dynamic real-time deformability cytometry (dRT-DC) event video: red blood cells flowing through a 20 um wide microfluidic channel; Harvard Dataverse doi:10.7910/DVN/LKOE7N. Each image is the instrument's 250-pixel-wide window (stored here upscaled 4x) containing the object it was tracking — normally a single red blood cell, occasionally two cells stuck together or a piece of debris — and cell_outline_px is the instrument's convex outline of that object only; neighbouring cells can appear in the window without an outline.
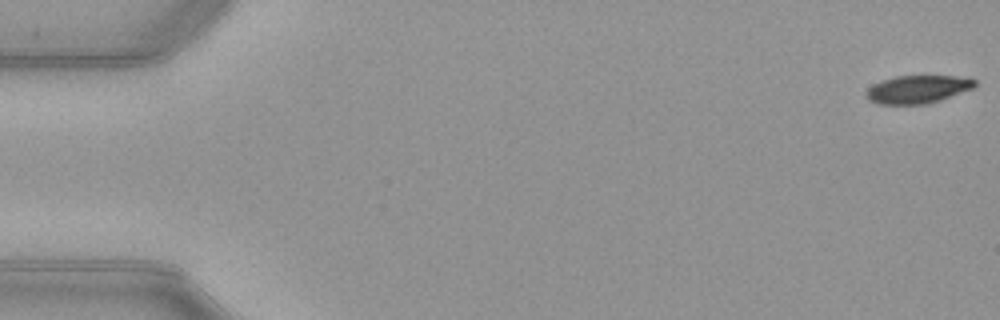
{"species": "common noctule bat (a hibernating species)", "species_latin": "Nyctalus noctula", "temperature_condition": "warm", "stored_images_in_passage": 18, "camera_frame_rate_fps": 3000, "um_per_image_px": 0.085, "animal": {"sex": "female", "body_mass_g": 21.9}, "frame": {"image": 1, "passage_image": 1, "time_ms": 0.0, "image_size_px": [1000, 320], "cell_outline_px": [[976, 84], [972, 88], [940, 100], [928, 104], [880, 104], [868, 100], [868, 88], [872, 84], [880, 80], [896, 76], [956, 76], [976, 80]], "centroid_in_image_um": [77.98, 7.58], "position_along_channel_um": 7.0, "area_um2": 17.51}}
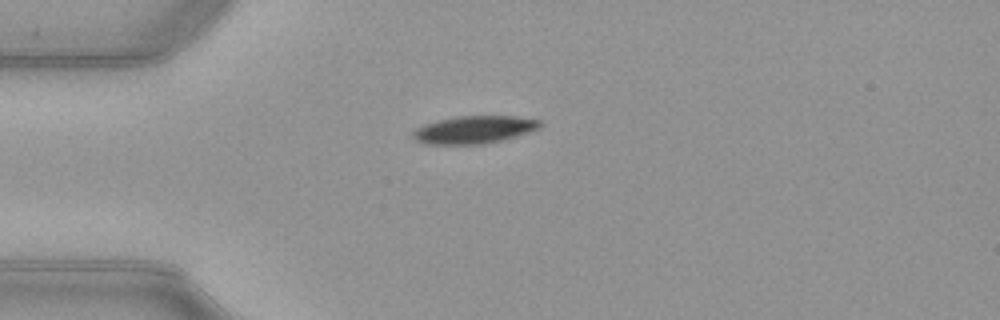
{"frame": {"image": 2, "passage_image": 14, "time_ms": 4.333, "image_size_px": [1000, 320], "cell_outline_px": [[540, 128], [504, 140], [484, 144], [424, 144], [416, 140], [412, 136], [412, 132], [416, 128], [424, 124], [440, 120], [460, 116], [512, 116], [540, 120]], "centroid_in_image_um": [40.28, 11.03], "position_along_channel_um": 44.7, "area_um2": 20.35}}
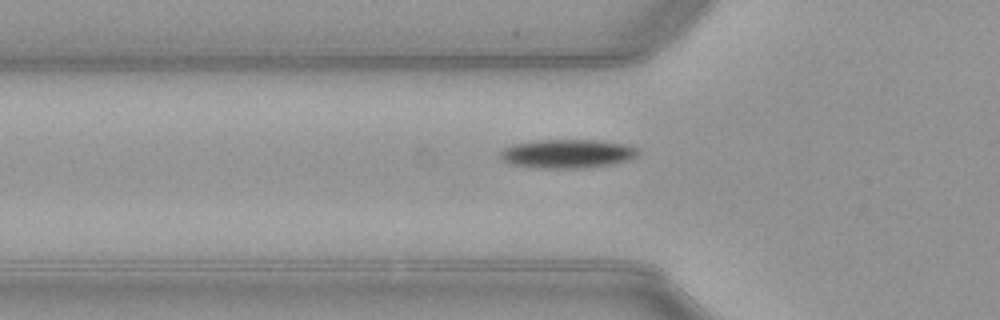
{"frame": {"image": 3, "passage_image": 18, "time_ms": 5.667, "image_size_px": [1000, 320], "cell_outline_px": [[636, 156], [628, 160], [612, 164], [580, 168], [540, 168], [508, 164], [496, 156], [504, 148], [512, 144], [532, 140], [600, 140], [624, 144], [636, 148]], "centroid_in_image_um": [48.12, 13.06], "position_along_channel_um": 77.7, "area_um2": 23.24}}